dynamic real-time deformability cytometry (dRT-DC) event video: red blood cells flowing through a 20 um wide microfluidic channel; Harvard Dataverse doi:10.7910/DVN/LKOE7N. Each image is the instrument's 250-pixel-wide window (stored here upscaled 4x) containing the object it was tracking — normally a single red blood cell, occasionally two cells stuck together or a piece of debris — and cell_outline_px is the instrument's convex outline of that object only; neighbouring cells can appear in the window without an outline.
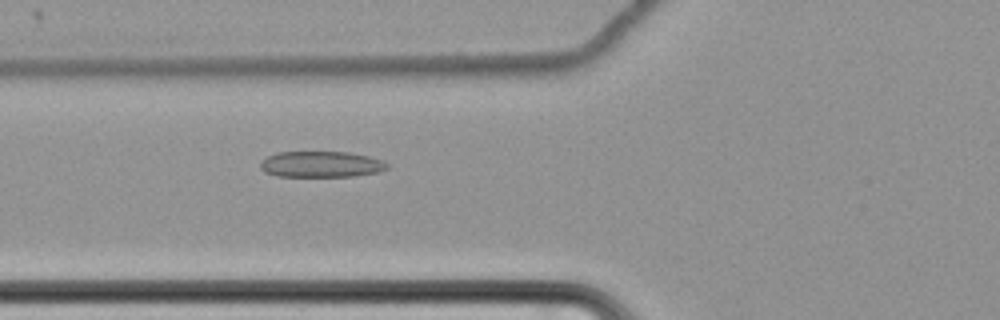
{"species": "common noctule bat (a hibernating species)", "species_latin": "Nyctalus noctula", "temperature_condition": "cold", "stored_images_in_passage": 61, "camera_frame_rate_fps": 3000, "um_per_image_px": 0.085, "animal": {"sex": "female", "body_mass_g": 22.7, "forearm_length_mm": 54.2}, "frame": {"image": 1, "passage_image": 25, "time_ms": 8.0, "image_size_px": [1000, 320], "cell_outline_px": [[388, 168], [376, 172], [356, 176], [276, 176], [264, 172], [260, 168], [260, 164], [268, 156], [276, 152], [348, 152], [368, 156], [384, 160], [388, 164]], "centroid_in_image_um": [27.3, 13.96], "position_along_channel_um": 98.5, "area_um2": 19.19}}
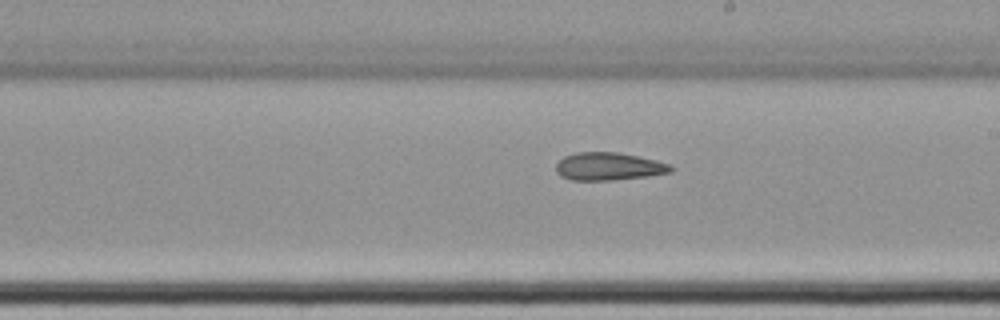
{"frame": {"image": 2, "passage_image": 37, "time_ms": 12.0, "image_size_px": [1000, 320], "cell_outline_px": [[676, 168], [672, 172], [648, 176], [612, 180], [572, 180], [560, 176], [556, 172], [556, 164], [564, 156], [576, 152], [616, 152], [656, 160], [672, 164]], "centroid_in_image_um": [51.76, 14.15], "position_along_channel_um": 237.2, "area_um2": 18.73}}
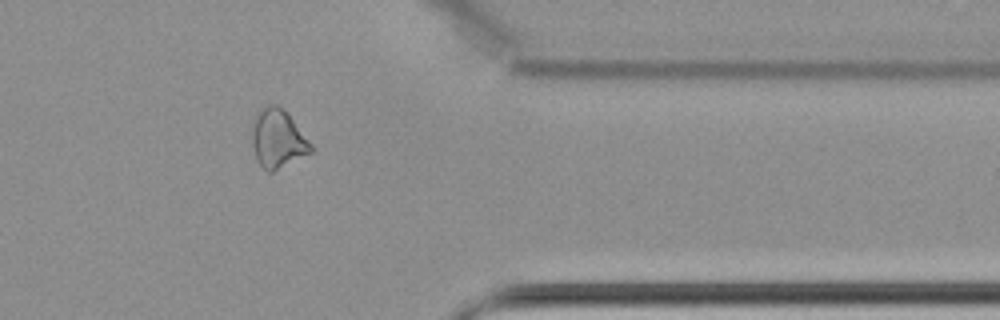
{"frame": {"image": 3, "passage_image": 51, "time_ms": 16.667, "image_size_px": [1000, 320], "cell_outline_px": [[316, 148], [312, 152], [272, 172], [268, 172], [256, 160], [252, 144], [252, 124], [256, 112], [260, 108], [268, 104], [276, 104], [288, 112]], "centroid_in_image_um": [23.63, 11.76], "position_along_channel_um": 387.8, "area_um2": 20.52}, "authors_computed_cell_mechanics": {"area_um2": 21.3282, "velocity_mm_per_s": 3.4625, "shape_relaxation_time_tau1_ms": null, "shape_relaxation_time_tau2_ms": 3.6762, "deformation_change_tau1": null, "deformation_change_tau2": 0.1038}}